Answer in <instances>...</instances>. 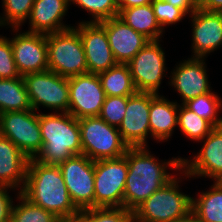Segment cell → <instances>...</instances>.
<instances>
[{
	"label": "cell",
	"mask_w": 222,
	"mask_h": 222,
	"mask_svg": "<svg viewBox=\"0 0 222 222\" xmlns=\"http://www.w3.org/2000/svg\"><path fill=\"white\" fill-rule=\"evenodd\" d=\"M72 202L79 210L94 208V161L74 155L58 164Z\"/></svg>",
	"instance_id": "cell-11"
},
{
	"label": "cell",
	"mask_w": 222,
	"mask_h": 222,
	"mask_svg": "<svg viewBox=\"0 0 222 222\" xmlns=\"http://www.w3.org/2000/svg\"><path fill=\"white\" fill-rule=\"evenodd\" d=\"M16 196L19 203L13 204L10 222H58L53 213L31 203L20 192Z\"/></svg>",
	"instance_id": "cell-29"
},
{
	"label": "cell",
	"mask_w": 222,
	"mask_h": 222,
	"mask_svg": "<svg viewBox=\"0 0 222 222\" xmlns=\"http://www.w3.org/2000/svg\"><path fill=\"white\" fill-rule=\"evenodd\" d=\"M178 102L151 93L149 113L150 136L156 141H168L175 127L178 128Z\"/></svg>",
	"instance_id": "cell-22"
},
{
	"label": "cell",
	"mask_w": 222,
	"mask_h": 222,
	"mask_svg": "<svg viewBox=\"0 0 222 222\" xmlns=\"http://www.w3.org/2000/svg\"><path fill=\"white\" fill-rule=\"evenodd\" d=\"M10 188V189H9ZM16 189L0 184V222L11 221V211L13 207V197L9 195V191ZM12 197V198H11Z\"/></svg>",
	"instance_id": "cell-36"
},
{
	"label": "cell",
	"mask_w": 222,
	"mask_h": 222,
	"mask_svg": "<svg viewBox=\"0 0 222 222\" xmlns=\"http://www.w3.org/2000/svg\"><path fill=\"white\" fill-rule=\"evenodd\" d=\"M105 96H131L137 92L128 64L115 66L98 74Z\"/></svg>",
	"instance_id": "cell-25"
},
{
	"label": "cell",
	"mask_w": 222,
	"mask_h": 222,
	"mask_svg": "<svg viewBox=\"0 0 222 222\" xmlns=\"http://www.w3.org/2000/svg\"><path fill=\"white\" fill-rule=\"evenodd\" d=\"M216 182L219 183V184L222 186V176H221L220 178H218V179L216 180Z\"/></svg>",
	"instance_id": "cell-42"
},
{
	"label": "cell",
	"mask_w": 222,
	"mask_h": 222,
	"mask_svg": "<svg viewBox=\"0 0 222 222\" xmlns=\"http://www.w3.org/2000/svg\"><path fill=\"white\" fill-rule=\"evenodd\" d=\"M150 104V92H136L128 98L126 114L118 130L129 147H148Z\"/></svg>",
	"instance_id": "cell-15"
},
{
	"label": "cell",
	"mask_w": 222,
	"mask_h": 222,
	"mask_svg": "<svg viewBox=\"0 0 222 222\" xmlns=\"http://www.w3.org/2000/svg\"><path fill=\"white\" fill-rule=\"evenodd\" d=\"M29 158L8 138L0 135V184L21 192Z\"/></svg>",
	"instance_id": "cell-21"
},
{
	"label": "cell",
	"mask_w": 222,
	"mask_h": 222,
	"mask_svg": "<svg viewBox=\"0 0 222 222\" xmlns=\"http://www.w3.org/2000/svg\"><path fill=\"white\" fill-rule=\"evenodd\" d=\"M175 176L133 211V222H172L192 210V198L179 189Z\"/></svg>",
	"instance_id": "cell-5"
},
{
	"label": "cell",
	"mask_w": 222,
	"mask_h": 222,
	"mask_svg": "<svg viewBox=\"0 0 222 222\" xmlns=\"http://www.w3.org/2000/svg\"><path fill=\"white\" fill-rule=\"evenodd\" d=\"M13 32L16 34L10 42L20 76L48 70L46 35L28 31L19 32V28H13Z\"/></svg>",
	"instance_id": "cell-14"
},
{
	"label": "cell",
	"mask_w": 222,
	"mask_h": 222,
	"mask_svg": "<svg viewBox=\"0 0 222 222\" xmlns=\"http://www.w3.org/2000/svg\"><path fill=\"white\" fill-rule=\"evenodd\" d=\"M106 30L117 63L127 64L150 40L118 16L99 22Z\"/></svg>",
	"instance_id": "cell-19"
},
{
	"label": "cell",
	"mask_w": 222,
	"mask_h": 222,
	"mask_svg": "<svg viewBox=\"0 0 222 222\" xmlns=\"http://www.w3.org/2000/svg\"><path fill=\"white\" fill-rule=\"evenodd\" d=\"M82 39L88 73L100 74L115 66L105 28L99 22H80L73 26Z\"/></svg>",
	"instance_id": "cell-16"
},
{
	"label": "cell",
	"mask_w": 222,
	"mask_h": 222,
	"mask_svg": "<svg viewBox=\"0 0 222 222\" xmlns=\"http://www.w3.org/2000/svg\"><path fill=\"white\" fill-rule=\"evenodd\" d=\"M127 174L126 154L94 161V208L123 207Z\"/></svg>",
	"instance_id": "cell-8"
},
{
	"label": "cell",
	"mask_w": 222,
	"mask_h": 222,
	"mask_svg": "<svg viewBox=\"0 0 222 222\" xmlns=\"http://www.w3.org/2000/svg\"><path fill=\"white\" fill-rule=\"evenodd\" d=\"M20 193L59 219L75 217L80 212L71 200L58 165L29 159L25 185Z\"/></svg>",
	"instance_id": "cell-2"
},
{
	"label": "cell",
	"mask_w": 222,
	"mask_h": 222,
	"mask_svg": "<svg viewBox=\"0 0 222 222\" xmlns=\"http://www.w3.org/2000/svg\"><path fill=\"white\" fill-rule=\"evenodd\" d=\"M31 109L23 76L0 79V114Z\"/></svg>",
	"instance_id": "cell-24"
},
{
	"label": "cell",
	"mask_w": 222,
	"mask_h": 222,
	"mask_svg": "<svg viewBox=\"0 0 222 222\" xmlns=\"http://www.w3.org/2000/svg\"><path fill=\"white\" fill-rule=\"evenodd\" d=\"M203 145L192 159L182 158L185 178L208 177L216 181L222 176V126L215 127L206 138L199 141Z\"/></svg>",
	"instance_id": "cell-13"
},
{
	"label": "cell",
	"mask_w": 222,
	"mask_h": 222,
	"mask_svg": "<svg viewBox=\"0 0 222 222\" xmlns=\"http://www.w3.org/2000/svg\"><path fill=\"white\" fill-rule=\"evenodd\" d=\"M39 126L43 148L37 161L58 165L82 154L79 122L70 113H39Z\"/></svg>",
	"instance_id": "cell-3"
},
{
	"label": "cell",
	"mask_w": 222,
	"mask_h": 222,
	"mask_svg": "<svg viewBox=\"0 0 222 222\" xmlns=\"http://www.w3.org/2000/svg\"><path fill=\"white\" fill-rule=\"evenodd\" d=\"M21 77L14 61L10 38L0 35V79Z\"/></svg>",
	"instance_id": "cell-35"
},
{
	"label": "cell",
	"mask_w": 222,
	"mask_h": 222,
	"mask_svg": "<svg viewBox=\"0 0 222 222\" xmlns=\"http://www.w3.org/2000/svg\"><path fill=\"white\" fill-rule=\"evenodd\" d=\"M148 147H129L126 151L128 174L126 178L123 207L134 211L154 192L165 186L175 176L169 169L182 170V157L160 161L147 149ZM159 161V162H158Z\"/></svg>",
	"instance_id": "cell-1"
},
{
	"label": "cell",
	"mask_w": 222,
	"mask_h": 222,
	"mask_svg": "<svg viewBox=\"0 0 222 222\" xmlns=\"http://www.w3.org/2000/svg\"><path fill=\"white\" fill-rule=\"evenodd\" d=\"M71 3L87 11L93 18L82 22H101L118 16L119 13L118 3L115 0H69V6Z\"/></svg>",
	"instance_id": "cell-31"
},
{
	"label": "cell",
	"mask_w": 222,
	"mask_h": 222,
	"mask_svg": "<svg viewBox=\"0 0 222 222\" xmlns=\"http://www.w3.org/2000/svg\"><path fill=\"white\" fill-rule=\"evenodd\" d=\"M0 135L8 138L29 159L36 158L43 148L39 113L33 109L1 113Z\"/></svg>",
	"instance_id": "cell-9"
},
{
	"label": "cell",
	"mask_w": 222,
	"mask_h": 222,
	"mask_svg": "<svg viewBox=\"0 0 222 222\" xmlns=\"http://www.w3.org/2000/svg\"><path fill=\"white\" fill-rule=\"evenodd\" d=\"M172 222H200L198 216L193 210H190L187 214L182 217L177 218Z\"/></svg>",
	"instance_id": "cell-40"
},
{
	"label": "cell",
	"mask_w": 222,
	"mask_h": 222,
	"mask_svg": "<svg viewBox=\"0 0 222 222\" xmlns=\"http://www.w3.org/2000/svg\"><path fill=\"white\" fill-rule=\"evenodd\" d=\"M78 122L82 154L91 160L119 158L129 149L118 128L109 125L99 116L81 118Z\"/></svg>",
	"instance_id": "cell-6"
},
{
	"label": "cell",
	"mask_w": 222,
	"mask_h": 222,
	"mask_svg": "<svg viewBox=\"0 0 222 222\" xmlns=\"http://www.w3.org/2000/svg\"><path fill=\"white\" fill-rule=\"evenodd\" d=\"M58 222H84V210H80L75 217L60 218Z\"/></svg>",
	"instance_id": "cell-41"
},
{
	"label": "cell",
	"mask_w": 222,
	"mask_h": 222,
	"mask_svg": "<svg viewBox=\"0 0 222 222\" xmlns=\"http://www.w3.org/2000/svg\"><path fill=\"white\" fill-rule=\"evenodd\" d=\"M161 40L149 41L127 64L137 92L159 93L166 76L165 52Z\"/></svg>",
	"instance_id": "cell-10"
},
{
	"label": "cell",
	"mask_w": 222,
	"mask_h": 222,
	"mask_svg": "<svg viewBox=\"0 0 222 222\" xmlns=\"http://www.w3.org/2000/svg\"><path fill=\"white\" fill-rule=\"evenodd\" d=\"M128 98V96H106L99 117L118 128L126 114Z\"/></svg>",
	"instance_id": "cell-33"
},
{
	"label": "cell",
	"mask_w": 222,
	"mask_h": 222,
	"mask_svg": "<svg viewBox=\"0 0 222 222\" xmlns=\"http://www.w3.org/2000/svg\"><path fill=\"white\" fill-rule=\"evenodd\" d=\"M69 113L76 119L98 117L105 93L97 74H81L68 78Z\"/></svg>",
	"instance_id": "cell-12"
},
{
	"label": "cell",
	"mask_w": 222,
	"mask_h": 222,
	"mask_svg": "<svg viewBox=\"0 0 222 222\" xmlns=\"http://www.w3.org/2000/svg\"><path fill=\"white\" fill-rule=\"evenodd\" d=\"M31 108L39 107L53 110V113H69V82L68 78L45 70L28 73L23 76ZM55 110V111H54Z\"/></svg>",
	"instance_id": "cell-7"
},
{
	"label": "cell",
	"mask_w": 222,
	"mask_h": 222,
	"mask_svg": "<svg viewBox=\"0 0 222 222\" xmlns=\"http://www.w3.org/2000/svg\"><path fill=\"white\" fill-rule=\"evenodd\" d=\"M192 22L193 57L206 58L222 47V12H208L196 8L189 16Z\"/></svg>",
	"instance_id": "cell-18"
},
{
	"label": "cell",
	"mask_w": 222,
	"mask_h": 222,
	"mask_svg": "<svg viewBox=\"0 0 222 222\" xmlns=\"http://www.w3.org/2000/svg\"><path fill=\"white\" fill-rule=\"evenodd\" d=\"M153 0H120L118 9H128L136 6H143L152 3Z\"/></svg>",
	"instance_id": "cell-39"
},
{
	"label": "cell",
	"mask_w": 222,
	"mask_h": 222,
	"mask_svg": "<svg viewBox=\"0 0 222 222\" xmlns=\"http://www.w3.org/2000/svg\"><path fill=\"white\" fill-rule=\"evenodd\" d=\"M151 5L153 7L156 20L163 31H165L164 27L180 22L187 15L182 9H179L163 0H153Z\"/></svg>",
	"instance_id": "cell-34"
},
{
	"label": "cell",
	"mask_w": 222,
	"mask_h": 222,
	"mask_svg": "<svg viewBox=\"0 0 222 222\" xmlns=\"http://www.w3.org/2000/svg\"><path fill=\"white\" fill-rule=\"evenodd\" d=\"M205 58L184 59L171 71L170 86L177 90L184 104L190 99L212 92L209 83Z\"/></svg>",
	"instance_id": "cell-17"
},
{
	"label": "cell",
	"mask_w": 222,
	"mask_h": 222,
	"mask_svg": "<svg viewBox=\"0 0 222 222\" xmlns=\"http://www.w3.org/2000/svg\"><path fill=\"white\" fill-rule=\"evenodd\" d=\"M210 187L192 198V210L200 222H222V186L214 181Z\"/></svg>",
	"instance_id": "cell-26"
},
{
	"label": "cell",
	"mask_w": 222,
	"mask_h": 222,
	"mask_svg": "<svg viewBox=\"0 0 222 222\" xmlns=\"http://www.w3.org/2000/svg\"><path fill=\"white\" fill-rule=\"evenodd\" d=\"M197 8L208 12H222V0H201Z\"/></svg>",
	"instance_id": "cell-38"
},
{
	"label": "cell",
	"mask_w": 222,
	"mask_h": 222,
	"mask_svg": "<svg viewBox=\"0 0 222 222\" xmlns=\"http://www.w3.org/2000/svg\"><path fill=\"white\" fill-rule=\"evenodd\" d=\"M178 127L189 140L199 142L215 128L209 121L201 118L184 104L179 105Z\"/></svg>",
	"instance_id": "cell-27"
},
{
	"label": "cell",
	"mask_w": 222,
	"mask_h": 222,
	"mask_svg": "<svg viewBox=\"0 0 222 222\" xmlns=\"http://www.w3.org/2000/svg\"><path fill=\"white\" fill-rule=\"evenodd\" d=\"M184 105L201 118L209 121L214 127L222 126V117L219 116L222 100L216 92L190 99Z\"/></svg>",
	"instance_id": "cell-28"
},
{
	"label": "cell",
	"mask_w": 222,
	"mask_h": 222,
	"mask_svg": "<svg viewBox=\"0 0 222 222\" xmlns=\"http://www.w3.org/2000/svg\"><path fill=\"white\" fill-rule=\"evenodd\" d=\"M84 222H133V212L124 207L88 208Z\"/></svg>",
	"instance_id": "cell-32"
},
{
	"label": "cell",
	"mask_w": 222,
	"mask_h": 222,
	"mask_svg": "<svg viewBox=\"0 0 222 222\" xmlns=\"http://www.w3.org/2000/svg\"><path fill=\"white\" fill-rule=\"evenodd\" d=\"M118 17L136 32L143 34L150 41L160 40L163 30L157 22L153 7L150 4L118 9Z\"/></svg>",
	"instance_id": "cell-23"
},
{
	"label": "cell",
	"mask_w": 222,
	"mask_h": 222,
	"mask_svg": "<svg viewBox=\"0 0 222 222\" xmlns=\"http://www.w3.org/2000/svg\"><path fill=\"white\" fill-rule=\"evenodd\" d=\"M192 1H193L196 5H198L201 0H192Z\"/></svg>",
	"instance_id": "cell-43"
},
{
	"label": "cell",
	"mask_w": 222,
	"mask_h": 222,
	"mask_svg": "<svg viewBox=\"0 0 222 222\" xmlns=\"http://www.w3.org/2000/svg\"><path fill=\"white\" fill-rule=\"evenodd\" d=\"M69 0H35L28 17L30 33L50 34L69 29L63 18L68 12Z\"/></svg>",
	"instance_id": "cell-20"
},
{
	"label": "cell",
	"mask_w": 222,
	"mask_h": 222,
	"mask_svg": "<svg viewBox=\"0 0 222 222\" xmlns=\"http://www.w3.org/2000/svg\"><path fill=\"white\" fill-rule=\"evenodd\" d=\"M172 4L173 6L182 9L186 14L190 16L197 8V5L192 0H163Z\"/></svg>",
	"instance_id": "cell-37"
},
{
	"label": "cell",
	"mask_w": 222,
	"mask_h": 222,
	"mask_svg": "<svg viewBox=\"0 0 222 222\" xmlns=\"http://www.w3.org/2000/svg\"><path fill=\"white\" fill-rule=\"evenodd\" d=\"M46 43L50 71L65 78L88 73L82 39L74 27L46 34Z\"/></svg>",
	"instance_id": "cell-4"
},
{
	"label": "cell",
	"mask_w": 222,
	"mask_h": 222,
	"mask_svg": "<svg viewBox=\"0 0 222 222\" xmlns=\"http://www.w3.org/2000/svg\"><path fill=\"white\" fill-rule=\"evenodd\" d=\"M35 0H2L4 13L0 16V27L21 28L26 23Z\"/></svg>",
	"instance_id": "cell-30"
}]
</instances>
